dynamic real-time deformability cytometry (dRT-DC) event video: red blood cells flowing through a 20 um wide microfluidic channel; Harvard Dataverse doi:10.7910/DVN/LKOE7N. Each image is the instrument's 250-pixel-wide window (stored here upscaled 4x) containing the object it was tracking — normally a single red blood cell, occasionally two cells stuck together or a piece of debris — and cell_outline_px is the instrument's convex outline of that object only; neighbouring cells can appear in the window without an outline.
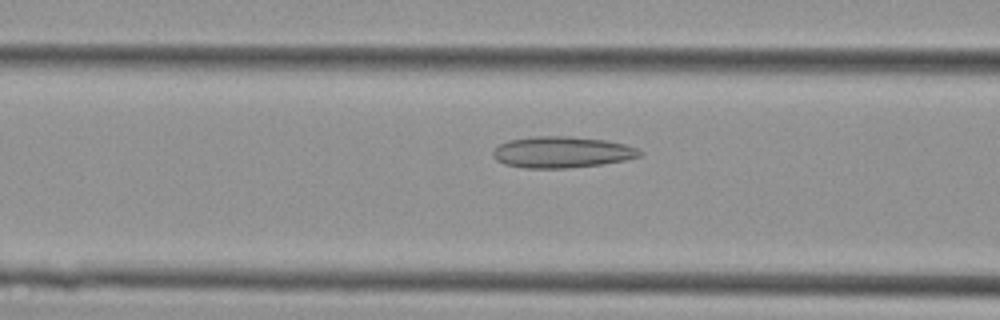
{"species": "Egyptian fruit bat (a non-hibernating species)", "species_latin": "Rousettus aegyptiacus", "temperature_condition": "cold", "stored_images_in_passage": 43, "camera_frame_rate_fps": 3000, "um_per_image_px": 0.085, "animal": {"sex": "female"}, "frame": {"image": 1, "passage_image": 17, "time_ms": 5.333, "image_size_px": [1000, 320], "cell_outline_px": [[644, 152], [640, 156], [624, 160], [600, 164], [568, 168], [524, 168], [504, 164], [496, 160], [492, 156], [492, 152], [500, 144], [508, 140], [536, 136], [568, 136], [608, 140], [624, 144], [636, 148]], "centroid_in_image_um": [47.74, 12.93], "position_along_channel_um": 118.9, "area_um2": 26.76}}
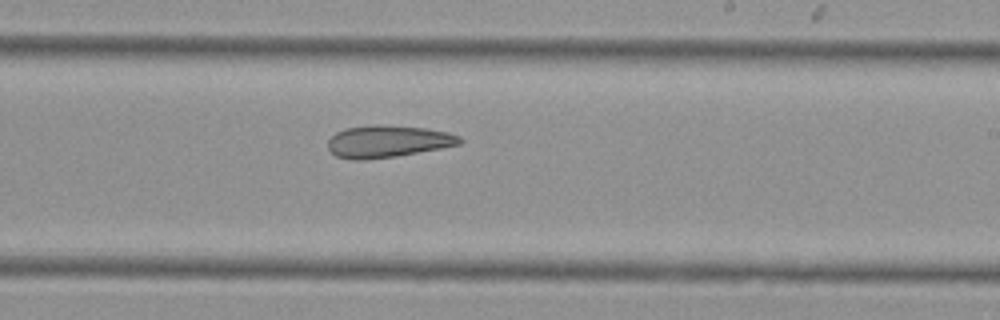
{"frame": {"image": 2, "passage_image": 26, "time_ms": 8.333, "image_size_px": [1000, 320], "cell_outline_px": [[464, 140], [460, 144], [440, 148], [396, 156], [360, 160], [356, 160], [336, 156], [328, 148], [328, 140], [336, 132], [344, 128], [372, 124], [380, 124], [424, 128], [448, 132], [460, 136]], "centroid_in_image_um": [32.95, 12.0], "position_along_channel_um": 256.0, "area_um2": 24.62}}
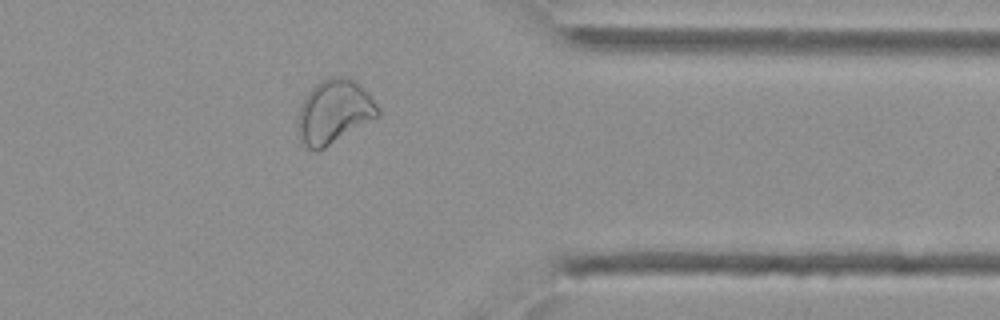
{"frame": {"image": 3, "passage_image": 35, "time_ms": 11.333, "image_size_px": [1000, 320], "cell_outline_px": [[380, 116], [324, 148], [316, 152], [300, 144], [300, 108], [304, 96], [320, 80], [328, 76], [340, 76], [352, 80], [360, 84], [368, 92], [380, 108]], "centroid_in_image_um": [28.43, 9.49], "position_along_channel_um": 383.0, "area_um2": 29.71}}